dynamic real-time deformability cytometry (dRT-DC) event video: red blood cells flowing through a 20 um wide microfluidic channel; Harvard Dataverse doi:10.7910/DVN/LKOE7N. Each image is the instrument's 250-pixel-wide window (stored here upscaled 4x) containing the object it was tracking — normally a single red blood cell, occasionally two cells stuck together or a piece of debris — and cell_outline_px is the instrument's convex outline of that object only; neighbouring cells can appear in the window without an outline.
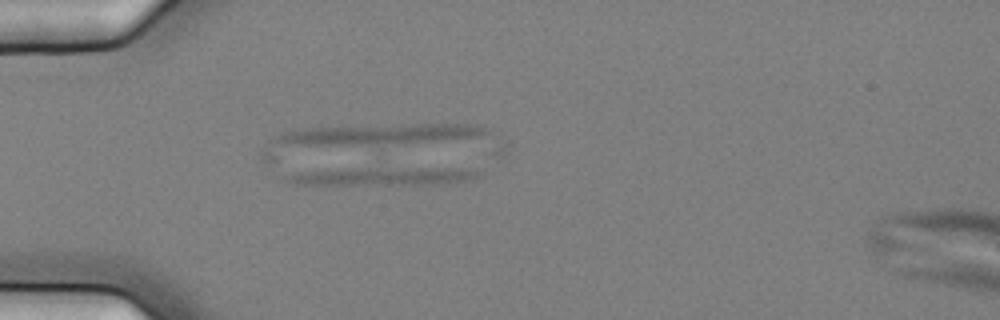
{"species": "common noctule bat (a hibernating species)", "species_latin": "Nyctalus noctula", "temperature_condition": "cold", "stored_images_in_passage": 4, "camera_frame_rate_fps": 3000, "um_per_image_px": 0.085, "animal": {"sex": "female", "body_mass_g": 25.1}, "frame": {"image": 1, "passage_image": 3, "time_ms": 0.667, "image_size_px": [1000, 320], "cell_outline_px": [[512, 144], [508, 152], [276, 164], [272, 164], [260, 160], [260, 152], [268, 140], [276, 136], [288, 132], [304, 128], [408, 124], [480, 124], [488, 128]], "centroid_in_image_um": [32.4, 12.14], "position_along_channel_um": 52.6, "area_um2": 54.79}}